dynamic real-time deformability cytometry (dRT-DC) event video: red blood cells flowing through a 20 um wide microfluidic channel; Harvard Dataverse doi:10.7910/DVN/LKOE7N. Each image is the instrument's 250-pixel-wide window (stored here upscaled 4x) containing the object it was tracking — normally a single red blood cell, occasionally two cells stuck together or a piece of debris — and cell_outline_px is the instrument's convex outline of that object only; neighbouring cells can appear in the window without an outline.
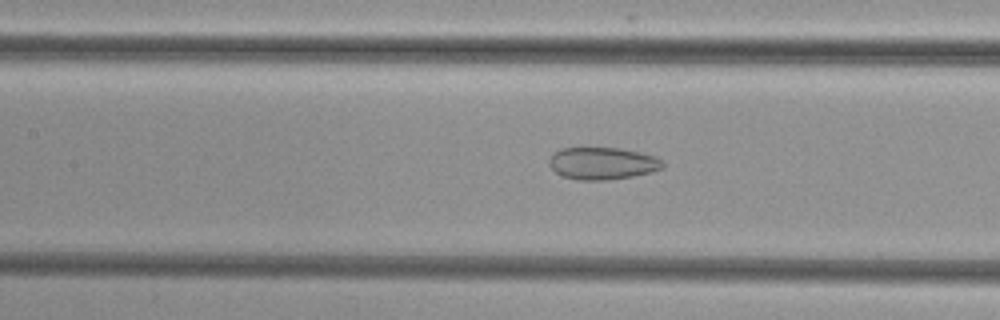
{"species": "common noctule bat (a hibernating species)", "species_latin": "Nyctalus noctula", "temperature_condition": "cold", "stored_images_in_passage": 51, "camera_frame_rate_fps": 3000, "um_per_image_px": 0.085, "animal": {"sex": "female", "body_mass_g": 29.2, "forearm_length_mm": 56.3}, "frame": {"image": 1, "passage_image": 23, "time_ms": 7.333, "image_size_px": [1000, 320], "cell_outline_px": [[664, 168], [652, 172], [632, 176], [608, 180], [576, 180], [564, 176], [556, 172], [548, 164], [548, 160], [556, 152], [564, 148], [620, 148], [656, 156], [664, 164]], "centroid_in_image_um": [51.23, 13.89], "position_along_channel_um": 156.2, "area_um2": 21.21}}
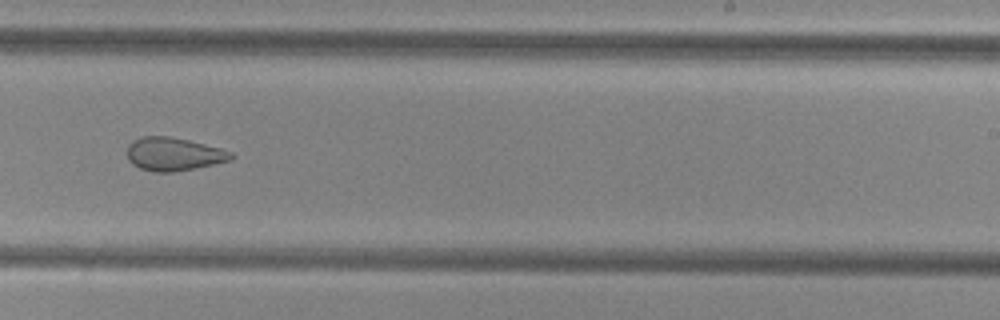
{"frame": {"image": 2, "passage_image": 32, "time_ms": 10.333, "image_size_px": [1000, 320], "cell_outline_px": [[236, 156], [232, 160], [196, 168], [172, 172], [152, 172], [140, 168], [132, 164], [128, 160], [128, 144], [132, 140], [140, 136], [168, 136], [188, 140], [220, 148], [232, 152]], "centroid_in_image_um": [14.76, 13.1], "position_along_channel_um": 274.2, "area_um2": 20.29}}
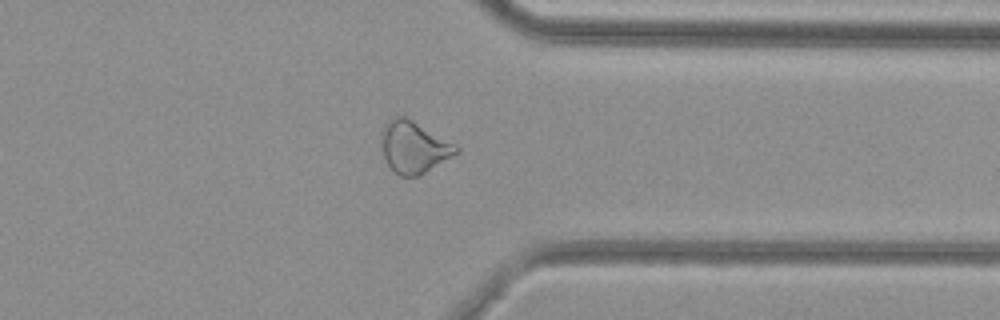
{"frame": {"image": 3, "passage_image": 40, "time_ms": 13.0, "image_size_px": [1000, 320], "cell_outline_px": [[460, 152], [420, 176], [400, 176], [388, 164], [380, 148], [380, 132], [384, 124], [392, 116], [404, 116], [412, 120], [456, 144], [460, 148]], "centroid_in_image_um": [35.16, 12.49], "position_along_channel_um": 376.2, "area_um2": 22.89}}